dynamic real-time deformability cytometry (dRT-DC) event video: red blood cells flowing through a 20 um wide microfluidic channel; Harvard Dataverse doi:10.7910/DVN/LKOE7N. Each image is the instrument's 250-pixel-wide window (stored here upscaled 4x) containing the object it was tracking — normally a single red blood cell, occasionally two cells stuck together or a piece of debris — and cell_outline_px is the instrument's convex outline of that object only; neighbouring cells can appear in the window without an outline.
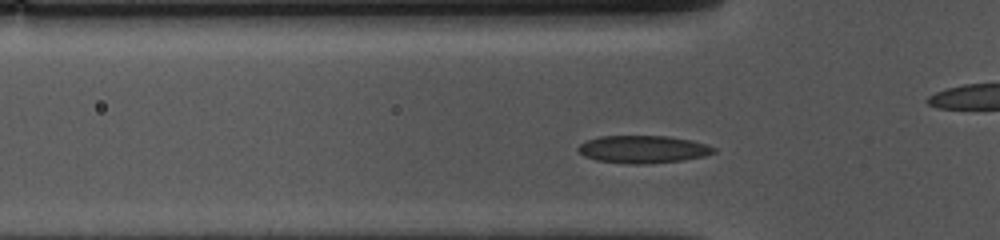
{"species": "common noctule bat (a hibernating species)", "species_latin": "Nyctalus noctula", "temperature_condition": "cold", "stored_images_in_passage": 37, "camera_frame_rate_fps": 3000, "um_per_image_px": 0.085, "animal": {"sex": "female", "body_mass_g": 10.0, "forearm_length_mm": 53.1}, "frame": {"image": 1, "passage_image": 9, "time_ms": 2.667, "image_size_px": [1000, 240], "cell_outline_px": [[716, 152], [704, 156], [680, 160], [644, 164], [628, 164], [596, 160], [584, 156], [576, 148], [580, 144], [588, 140], [600, 136], [668, 136], [692, 140], [708, 144], [716, 148]], "centroid_in_image_um": [54.67, 12.68], "position_along_channel_um": 71.1, "area_um2": 21.79}}
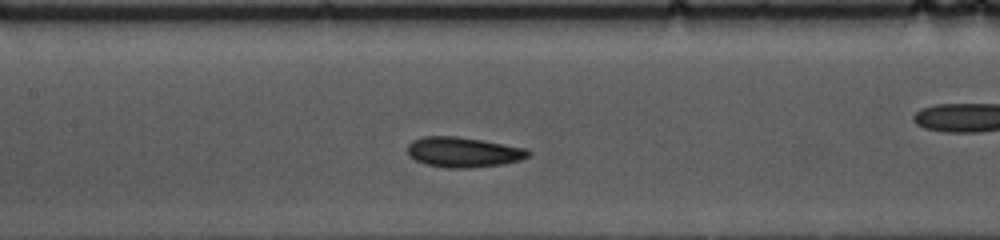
{"frame": {"image": 2, "passage_image": 17, "time_ms": 5.333, "image_size_px": [1000, 240], "cell_outline_px": [[532, 152], [528, 156], [520, 160], [504, 164], [468, 168], [444, 168], [424, 164], [408, 156], [408, 144], [412, 140], [424, 136], [456, 136], [484, 140], [524, 148]], "centroid_in_image_um": [39.35, 12.93], "position_along_channel_um": 168.0, "area_um2": 21.39}}
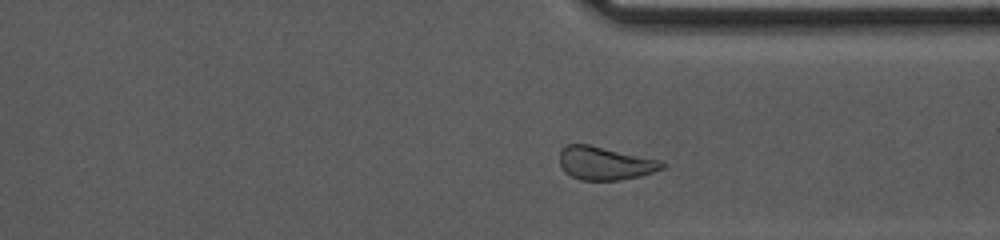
{"frame": {"image": 3, "passage_image": 33, "time_ms": 10.667, "image_size_px": [1000, 240], "cell_outline_px": [[664, 168], [640, 176], [620, 180], [580, 180], [564, 172], [560, 164], [560, 152], [564, 144], [588, 144], [660, 160], [664, 164]], "centroid_in_image_um": [51.39, 13.87], "position_along_channel_um": 360.0, "area_um2": 19.77}, "authors_computed_cell_mechanics": {"area_um2": 20.8658, "velocity_mm_per_s": 3.6072, "shape_relaxation_time_tau1_ms": 2.9867, "shape_relaxation_time_tau2_ms": 1.9734, "deformation_change_tau1": 0.0864, "deformation_change_tau2": 0.0667}}